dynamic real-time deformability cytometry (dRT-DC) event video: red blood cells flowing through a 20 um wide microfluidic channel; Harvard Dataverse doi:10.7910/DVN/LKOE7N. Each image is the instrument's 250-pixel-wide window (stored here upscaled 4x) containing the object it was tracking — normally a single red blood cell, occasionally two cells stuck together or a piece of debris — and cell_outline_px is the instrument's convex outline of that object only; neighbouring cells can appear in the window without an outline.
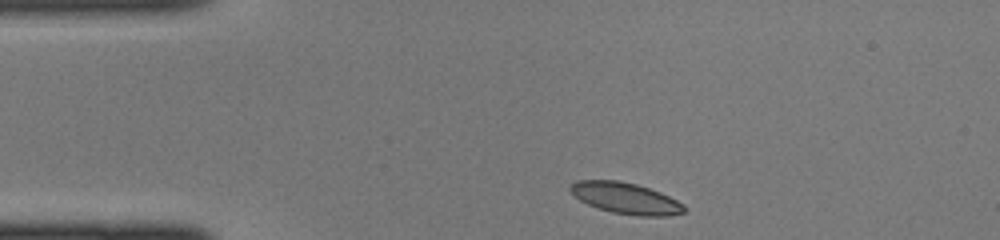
{"species": "common noctule bat (a hibernating species)", "species_latin": "Nyctalus noctula", "temperature_condition": "cold", "stored_images_in_passage": 37, "camera_frame_rate_fps": 3000, "um_per_image_px": 0.085, "animal": {"sex": "female", "body_mass_g": 22.0, "forearm_length_mm": 56.7}, "frame": {"image": 1, "passage_image": 1, "time_ms": 0.0, "image_size_px": [1000, 240], "cell_outline_px": [[684, 212], [668, 216], [640, 216], [612, 212], [588, 204], [580, 200], [568, 188], [576, 180], [616, 180], [636, 184], [660, 192], [684, 204]], "centroid_in_image_um": [53.18, 16.84], "position_along_channel_um": 31.8, "area_um2": 20.4}}
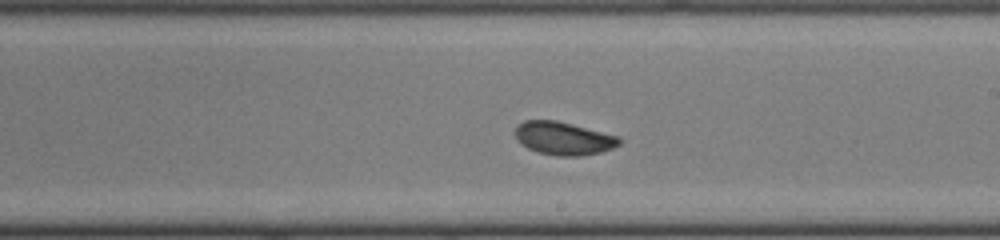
{"frame": {"image": 2, "passage_image": 18, "time_ms": 5.667, "image_size_px": [1000, 240], "cell_outline_px": [[620, 144], [612, 148], [600, 152], [580, 156], [556, 156], [536, 152], [520, 144], [516, 136], [516, 128], [524, 120], [556, 120], [620, 136]], "centroid_in_image_um": [47.9, 11.77], "position_along_channel_um": 241.1, "area_um2": 20.06}}
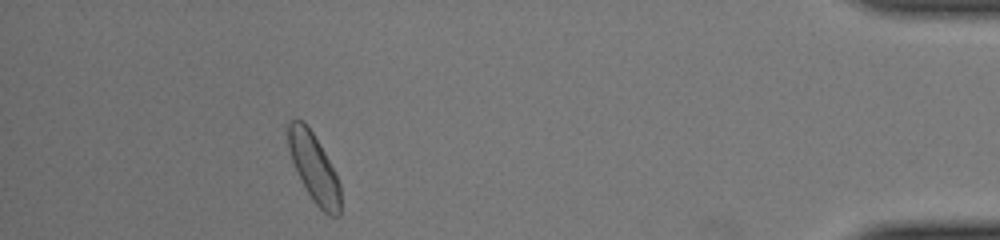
{"frame": {"image": 3, "passage_image": 33, "time_ms": 10.667, "image_size_px": [1000, 240], "cell_outline_px": [[340, 216], [328, 216], [312, 200], [292, 160], [288, 148], [288, 124], [292, 120], [304, 120], [312, 132], [324, 152], [340, 184]], "centroid_in_image_um": [26.69, 14.28], "position_along_channel_um": 408.5, "area_um2": 20.29}}